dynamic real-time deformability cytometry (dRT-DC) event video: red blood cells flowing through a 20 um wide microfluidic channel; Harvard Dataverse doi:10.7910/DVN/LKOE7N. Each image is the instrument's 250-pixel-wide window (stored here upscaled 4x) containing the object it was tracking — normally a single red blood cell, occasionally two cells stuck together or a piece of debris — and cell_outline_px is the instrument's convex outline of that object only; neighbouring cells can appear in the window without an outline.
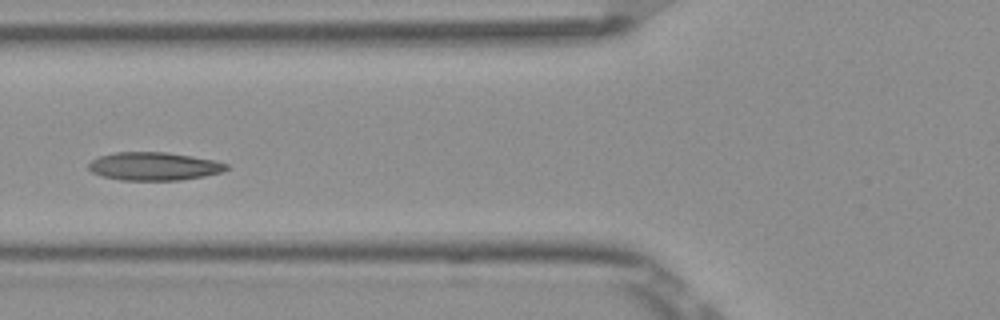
{"species": "Egyptian fruit bat (a non-hibernating species)", "species_latin": "Rousettus aegyptiacus", "temperature_condition": "room temperature", "stored_images_in_passage": 6, "camera_frame_rate_fps": 3000, "um_per_image_px": 0.085, "frame": {"image": 1, "passage_image": 6, "time_ms": 1.667, "image_size_px": [1000, 320], "cell_outline_px": [[228, 168], [220, 172], [204, 176], [180, 180], [120, 180], [104, 176], [92, 172], [88, 168], [88, 164], [92, 160], [100, 156], [116, 152], [168, 152], [216, 160], [228, 164]], "centroid_in_image_um": [13.1, 14.13], "position_along_channel_um": 112.7, "area_um2": 22.54}}